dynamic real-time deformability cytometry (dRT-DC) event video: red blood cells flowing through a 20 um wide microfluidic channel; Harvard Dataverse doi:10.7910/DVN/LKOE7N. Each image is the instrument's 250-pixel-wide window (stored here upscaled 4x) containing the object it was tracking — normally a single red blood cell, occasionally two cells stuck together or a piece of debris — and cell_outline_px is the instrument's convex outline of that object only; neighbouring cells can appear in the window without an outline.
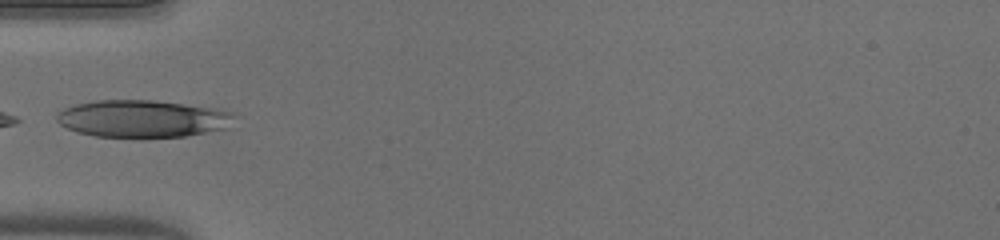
{"species": "human", "species_latin": "Homo sapiens", "temperature_condition": "warm", "stored_images_in_passage": 11, "camera_frame_rate_fps": 3000, "um_per_image_px": 0.085, "donor": {"sex": "male"}, "frame": {"image": 1, "passage_image": 1, "time_ms": 0.0, "image_size_px": [1000, 240], "cell_outline_px": [[236, 116], [224, 128], [184, 136], [96, 136], [80, 132], [68, 128], [60, 124], [56, 120], [56, 116], [64, 108], [76, 104], [96, 100], [152, 100], [184, 104], [212, 108], [232, 112]], "centroid_in_image_um": [12.07, 10.07], "position_along_channel_um": 72.9, "area_um2": 37.69}}